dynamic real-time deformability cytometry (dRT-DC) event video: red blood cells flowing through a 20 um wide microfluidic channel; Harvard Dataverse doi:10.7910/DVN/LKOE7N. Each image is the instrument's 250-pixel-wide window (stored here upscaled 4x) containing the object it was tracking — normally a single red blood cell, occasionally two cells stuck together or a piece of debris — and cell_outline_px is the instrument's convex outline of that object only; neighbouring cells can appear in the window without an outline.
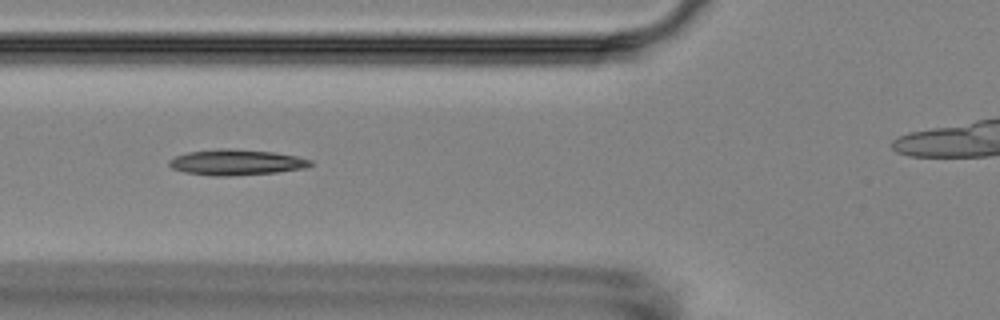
{"species": "Egyptian fruit bat (a non-hibernating species)", "species_latin": "Rousettus aegyptiacus", "temperature_condition": "room temperature", "stored_images_in_passage": 13, "camera_frame_rate_fps": 3000, "um_per_image_px": 0.085, "animal": {"sex": "female"}, "frame": {"image": 1, "passage_image": 5, "time_ms": 5.667, "image_size_px": [1000, 320], "cell_outline_px": [[312, 164], [308, 168], [276, 172], [228, 176], [212, 176], [184, 172], [172, 168], [168, 164], [168, 160], [176, 156], [188, 152], [216, 148], [232, 148], [272, 152], [296, 156], [312, 160]], "centroid_in_image_um": [20.07, 13.79], "position_along_channel_um": 105.7, "area_um2": 21.27}}
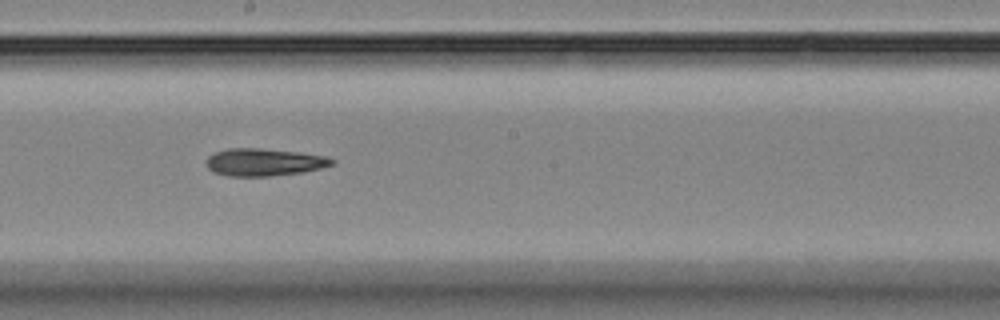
{"frame": {"image": 2, "passage_image": 8, "time_ms": 9.0, "image_size_px": [1000, 320], "cell_outline_px": [[336, 160], [332, 164], [320, 168], [300, 172], [268, 176], [228, 176], [212, 172], [208, 168], [208, 156], [216, 152], [228, 148], [260, 148], [300, 152], [328, 156]], "centroid_in_image_um": [22.45, 13.77], "position_along_channel_um": 225.7, "area_um2": 20.0}}
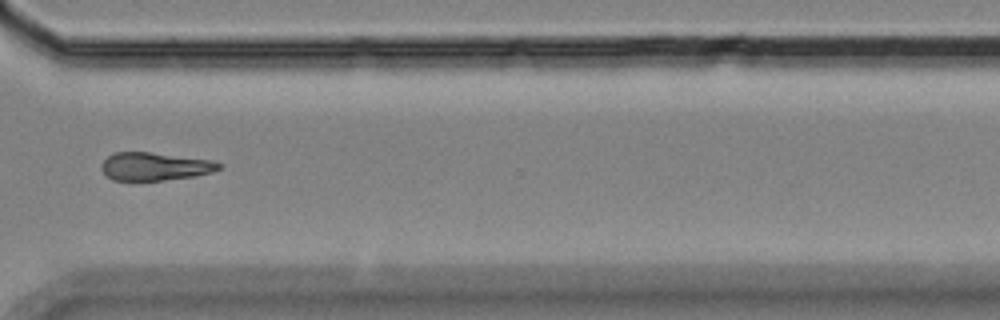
{"frame": {"image": 3, "passage_image": 11, "time_ms": 12.667, "image_size_px": [1000, 320], "cell_outline_px": [[224, 164], [220, 168], [212, 172], [196, 176], [164, 180], [112, 180], [100, 168], [100, 164], [112, 152], [148, 152], [212, 160]], "centroid_in_image_um": [13.16, 14.14], "position_along_channel_um": 357.4, "area_um2": 19.19}}